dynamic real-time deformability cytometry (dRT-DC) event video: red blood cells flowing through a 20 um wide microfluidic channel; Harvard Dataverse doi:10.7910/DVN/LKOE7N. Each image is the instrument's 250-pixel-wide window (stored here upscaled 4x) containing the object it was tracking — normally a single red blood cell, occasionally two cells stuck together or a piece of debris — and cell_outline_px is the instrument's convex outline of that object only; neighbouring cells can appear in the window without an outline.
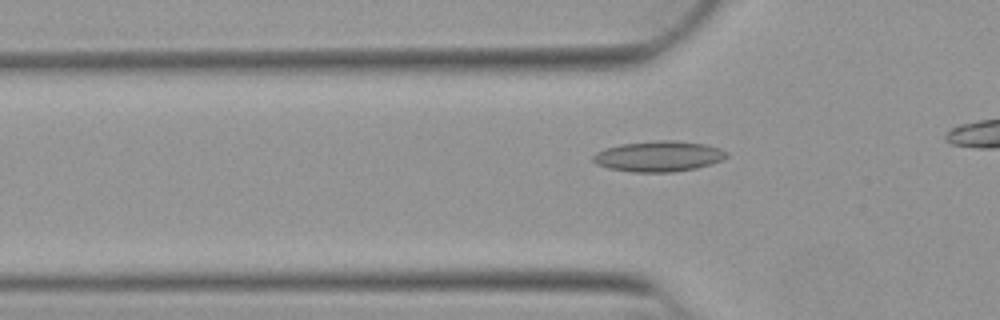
{"species": "Egyptian fruit bat (a non-hibernating species)", "species_latin": "Rousettus aegyptiacus", "temperature_condition": "warm", "stored_images_in_passage": 36, "camera_frame_rate_fps": 3000, "um_per_image_px": 0.085, "animal": {"sex": "female"}, "frame": {"image": 1, "passage_image": 11, "time_ms": 3.333, "image_size_px": [1000, 320], "cell_outline_px": [[728, 156], [720, 160], [696, 168], [672, 172], [632, 172], [608, 168], [596, 164], [592, 160], [592, 156], [596, 152], [604, 148], [620, 144], [656, 140], [672, 140], [704, 144], [720, 148], [728, 152]], "centroid_in_image_um": [55.94, 13.28], "position_along_channel_um": 69.9, "area_um2": 23.81}}
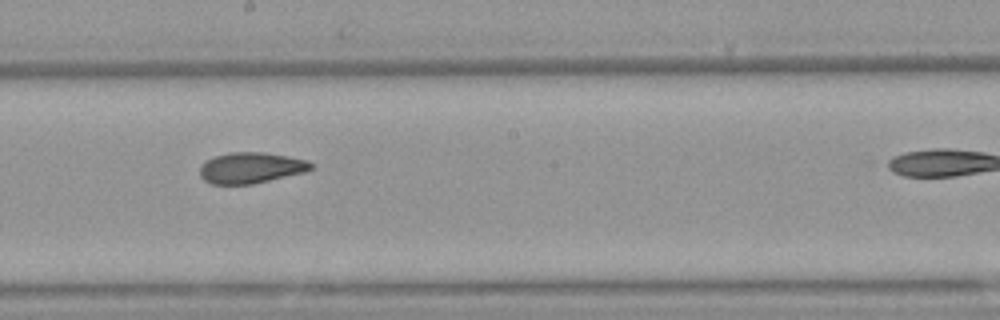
{"frame": {"image": 2, "passage_image": 23, "time_ms": 7.333, "image_size_px": [1000, 320], "cell_outline_px": [[312, 168], [304, 172], [252, 184], [212, 184], [204, 180], [200, 176], [200, 164], [216, 156], [228, 152], [264, 152], [288, 156], [308, 160], [312, 164]], "centroid_in_image_um": [21.31, 14.26], "position_along_channel_um": 226.9, "area_um2": 19.94}}
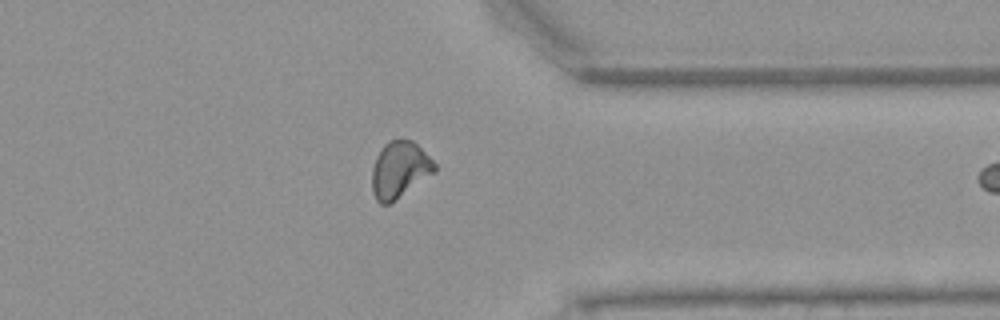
{"frame": {"image": 3, "passage_image": 35, "time_ms": 11.333, "image_size_px": [1000, 320], "cell_outline_px": [[436, 172], [388, 204], [380, 204], [376, 200], [372, 192], [372, 168], [376, 156], [384, 144], [388, 140], [400, 136], [412, 140], [436, 164]], "centroid_in_image_um": [33.94, 14.38], "position_along_channel_um": 377.5, "area_um2": 20.75}}